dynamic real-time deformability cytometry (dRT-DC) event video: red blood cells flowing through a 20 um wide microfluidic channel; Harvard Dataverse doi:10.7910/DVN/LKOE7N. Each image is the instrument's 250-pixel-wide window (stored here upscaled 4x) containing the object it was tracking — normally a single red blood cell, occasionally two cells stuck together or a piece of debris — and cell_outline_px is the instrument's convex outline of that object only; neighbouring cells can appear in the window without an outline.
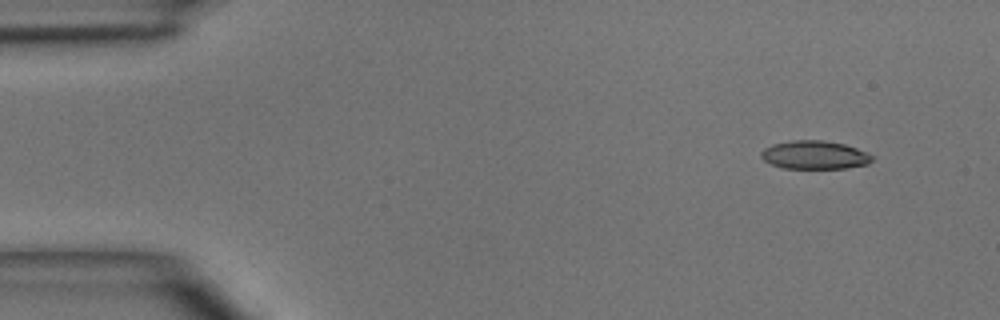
{"species": "common noctule bat (a hibernating species)", "species_latin": "Nyctalus noctula", "temperature_condition": "room temperature", "stored_images_in_passage": 7, "camera_frame_rate_fps": 3000, "um_per_image_px": 0.085, "animal": {"sex": "male", "body_mass_g": 15.6}, "frame": {"image": 1, "passage_image": 1, "time_ms": 0.0, "image_size_px": [1000, 320], "cell_outline_px": [[876, 156], [868, 164], [844, 168], [784, 168], [772, 164], [764, 160], [760, 156], [760, 152], [764, 148], [772, 144], [792, 140], [824, 140], [844, 144], [868, 152]], "centroid_in_image_um": [69.26, 13.16], "position_along_channel_um": 15.7, "area_um2": 18.44}}
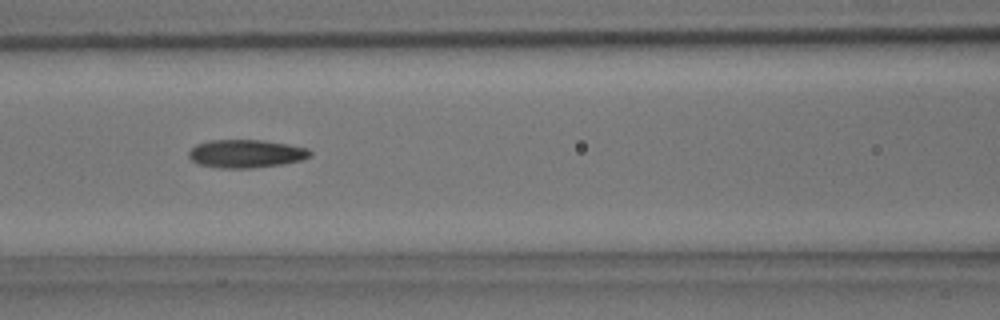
{"frame": {"image": 2, "passage_image": 6, "time_ms": 5.333, "image_size_px": [1000, 320], "cell_outline_px": [[312, 152], [308, 156], [300, 160], [284, 164], [252, 168], [220, 168], [200, 164], [192, 160], [188, 156], [188, 152], [196, 144], [208, 140], [264, 140], [288, 144], [308, 148]], "centroid_in_image_um": [20.9, 13.05], "position_along_channel_um": 145.7, "area_um2": 19.88}}